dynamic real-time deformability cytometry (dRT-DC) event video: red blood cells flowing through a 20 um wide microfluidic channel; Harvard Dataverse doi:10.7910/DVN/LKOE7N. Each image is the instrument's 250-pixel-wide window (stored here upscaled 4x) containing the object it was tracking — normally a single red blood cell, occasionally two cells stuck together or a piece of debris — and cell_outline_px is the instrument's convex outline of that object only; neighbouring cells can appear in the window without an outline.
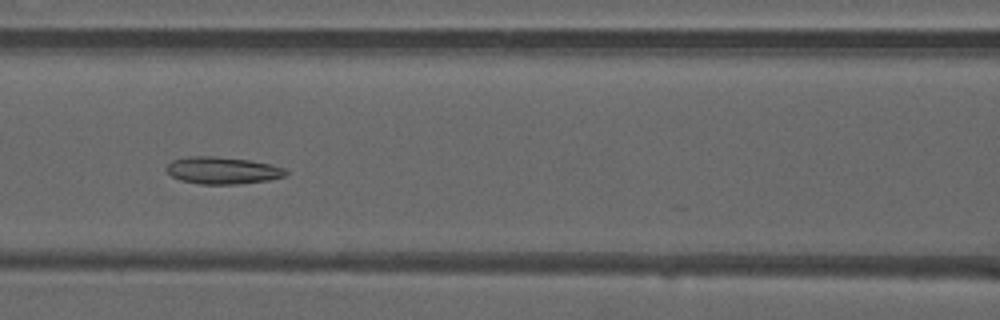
{"species": "common noctule bat (a hibernating species)", "species_latin": "Nyctalus noctula", "temperature_condition": "warm", "stored_images_in_passage": 27, "camera_frame_rate_fps": 3000, "um_per_image_px": 0.085, "animal": {"sex": "male", "forearm_length_mm": 52.5}, "frame": {"image": 1, "passage_image": 22, "time_ms": 7.0, "image_size_px": [1000, 320], "cell_outline_px": [[288, 172], [284, 176], [268, 180], [236, 184], [200, 184], [180, 180], [172, 176], [164, 168], [172, 160], [188, 156], [216, 156], [248, 160], [272, 164], [284, 168]], "centroid_in_image_um": [18.89, 14.48], "position_along_channel_um": 147.7, "area_um2": 18.84}}
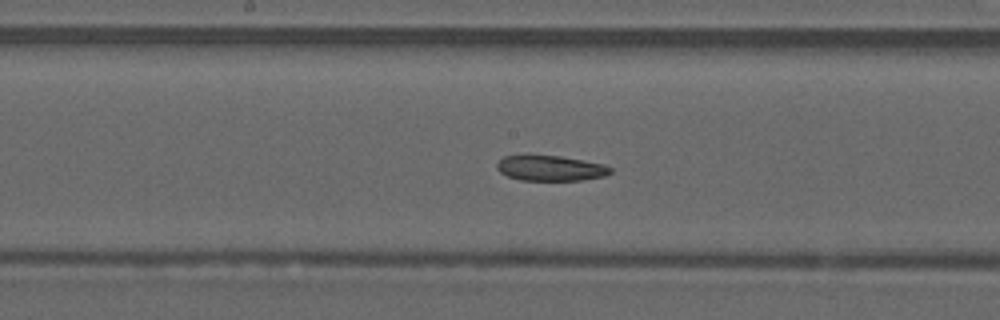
{"frame": {"image": 2, "passage_image": 26, "time_ms": 8.333, "image_size_px": [1000, 320], "cell_outline_px": [[612, 172], [604, 176], [584, 180], [520, 180], [508, 176], [500, 172], [496, 168], [496, 164], [504, 156], [528, 152], [560, 156], [584, 160], [604, 164], [612, 168]], "centroid_in_image_um": [46.74, 14.25], "position_along_channel_um": 201.5, "area_um2": 17.46}}